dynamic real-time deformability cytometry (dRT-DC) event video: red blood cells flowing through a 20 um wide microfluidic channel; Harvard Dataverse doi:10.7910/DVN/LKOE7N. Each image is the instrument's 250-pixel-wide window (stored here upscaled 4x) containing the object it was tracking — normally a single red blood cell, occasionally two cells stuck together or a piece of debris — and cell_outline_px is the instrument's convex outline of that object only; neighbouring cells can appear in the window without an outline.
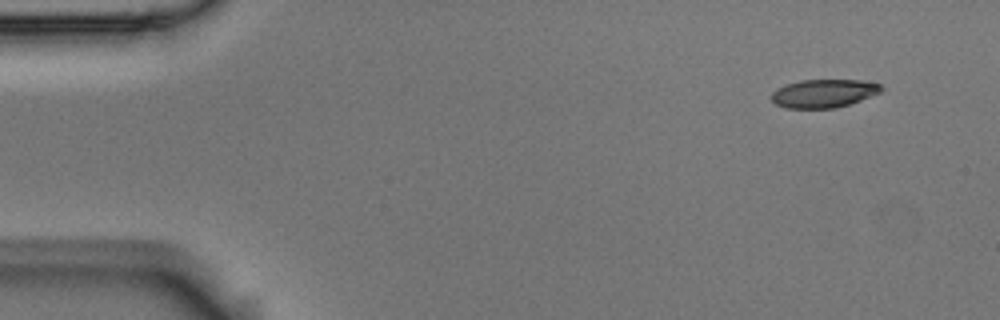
{"species": "Egyptian fruit bat (a non-hibernating species)", "species_latin": "Rousettus aegyptiacus", "temperature_condition": "room temperature", "stored_images_in_passage": 4, "camera_frame_rate_fps": 3000, "um_per_image_px": 0.085, "animal": {"sex": "male"}, "frame": {"image": 1, "passage_image": 1, "time_ms": 0.0, "image_size_px": [1000, 320], "cell_outline_px": [[884, 88], [880, 92], [860, 100], [848, 104], [832, 108], [788, 108], [776, 104], [768, 96], [776, 88], [800, 80], [864, 80], [880, 84]], "centroid_in_image_um": [69.99, 7.93], "position_along_channel_um": 15.0, "area_um2": 18.03}}